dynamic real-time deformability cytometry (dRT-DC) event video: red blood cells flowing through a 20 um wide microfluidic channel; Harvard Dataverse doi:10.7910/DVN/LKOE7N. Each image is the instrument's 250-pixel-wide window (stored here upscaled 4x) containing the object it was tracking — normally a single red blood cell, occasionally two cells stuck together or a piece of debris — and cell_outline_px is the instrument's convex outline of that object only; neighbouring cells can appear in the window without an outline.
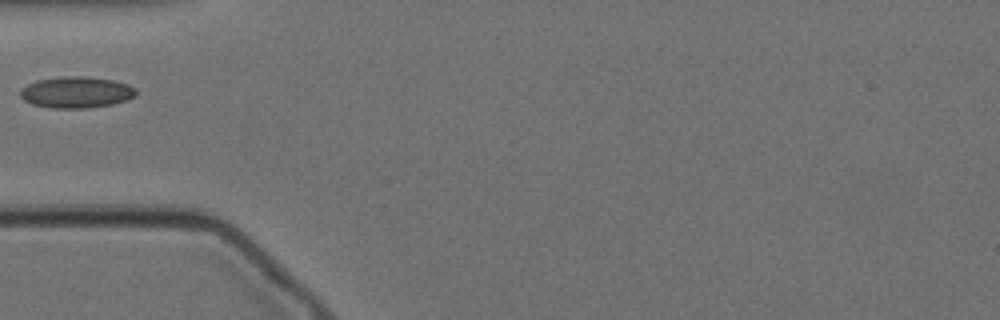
{"species": "Egyptian fruit bat (a non-hibernating species)", "species_latin": "Rousettus aegyptiacus", "temperature_condition": "cold", "stored_images_in_passage": 20, "camera_frame_rate_fps": 3000, "um_per_image_px": 0.085, "animal": {"sex": "female"}, "frame": {"image": 1, "passage_image": 1, "time_ms": 0.0, "image_size_px": [1000, 320], "cell_outline_px": [[136, 96], [128, 100], [112, 104], [88, 108], [48, 108], [32, 104], [24, 100], [20, 96], [20, 88], [36, 80], [64, 76], [88, 76], [112, 80], [128, 84], [136, 88]], "centroid_in_image_um": [6.49, 7.84], "position_along_channel_um": 78.5, "area_um2": 21.39}}
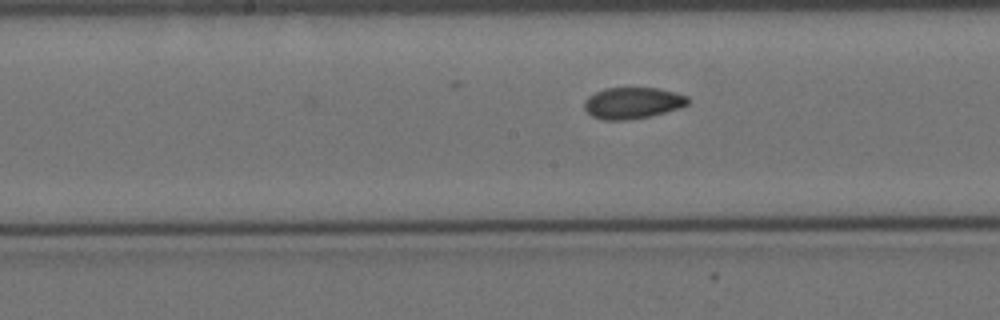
{"frame": {"image": 2, "passage_image": 11, "time_ms": 3.333, "image_size_px": [1000, 320], "cell_outline_px": [[688, 104], [680, 108], [648, 116], [628, 120], [600, 120], [592, 116], [584, 108], [584, 100], [588, 96], [604, 88], [656, 88], [688, 96]], "centroid_in_image_um": [53.73, 8.76], "position_along_channel_um": 194.5, "area_um2": 18.84}}
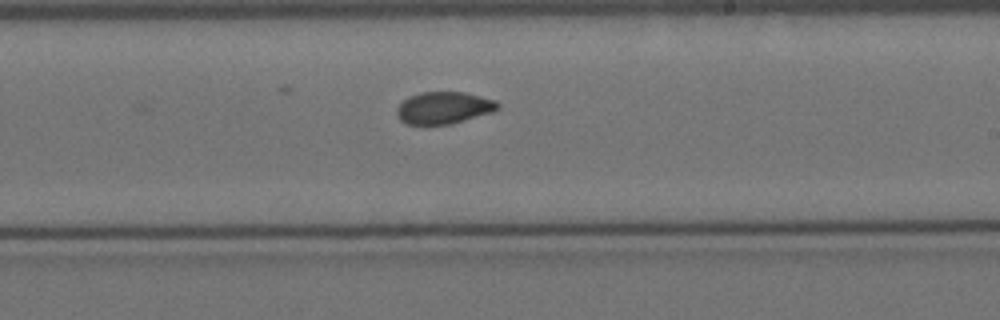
{"frame": {"image": 3, "passage_image": 16, "time_ms": 5.0, "image_size_px": [1000, 320], "cell_outline_px": [[500, 108], [492, 112], [448, 124], [424, 128], [404, 124], [400, 120], [396, 112], [396, 108], [408, 96], [420, 92], [464, 92], [496, 100], [500, 104]], "centroid_in_image_um": [37.66, 9.2], "position_along_channel_um": 251.3, "area_um2": 19.42}}